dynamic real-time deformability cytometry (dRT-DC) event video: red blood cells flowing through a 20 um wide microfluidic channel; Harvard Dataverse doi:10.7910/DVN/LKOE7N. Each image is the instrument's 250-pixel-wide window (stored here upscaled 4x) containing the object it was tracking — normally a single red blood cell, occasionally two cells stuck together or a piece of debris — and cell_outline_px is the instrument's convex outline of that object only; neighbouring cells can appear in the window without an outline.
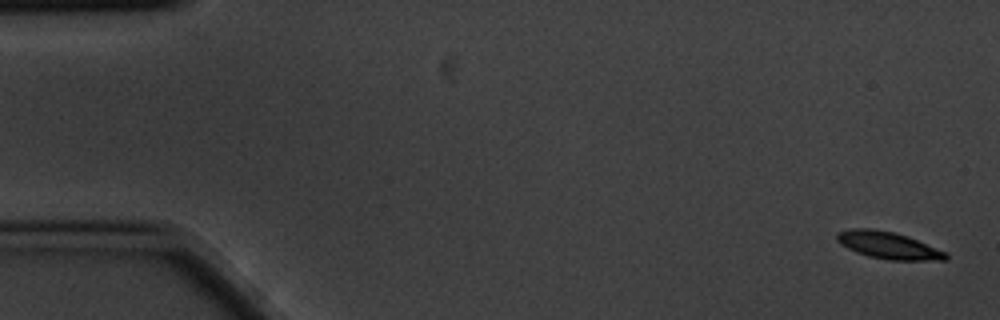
{"species": "common noctule bat (a hibernating species)", "species_latin": "Nyctalus noctula", "temperature_condition": "cold", "stored_images_in_passage": 6, "camera_frame_rate_fps": 3000, "um_per_image_px": 0.085, "animal": {"sex": "male", "body_mass_g": 20.1, "forearm_length_mm": 53.5}, "frame": {"image": 1, "passage_image": 1, "time_ms": 0.0, "image_size_px": [1000, 320], "cell_outline_px": [[948, 260], [888, 260], [868, 256], [856, 252], [840, 244], [836, 240], [836, 232], [852, 228], [872, 228], [896, 232], [908, 236], [948, 252]], "centroid_in_image_um": [75.51, 20.84], "position_along_channel_um": 9.5, "area_um2": 17.46}}
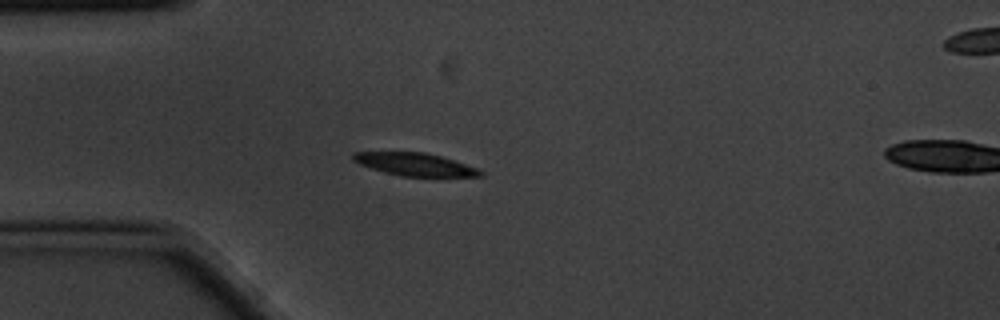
{"frame": {"image": 2, "passage_image": 5, "time_ms": 1.333, "image_size_px": [1000, 320], "cell_outline_px": [[484, 176], [400, 176], [384, 172], [360, 164], [352, 160], [352, 152], [424, 152], [440, 156], [480, 168], [484, 172]], "centroid_in_image_um": [35.29, 13.97], "position_along_channel_um": 49.7, "area_um2": 16.82}}